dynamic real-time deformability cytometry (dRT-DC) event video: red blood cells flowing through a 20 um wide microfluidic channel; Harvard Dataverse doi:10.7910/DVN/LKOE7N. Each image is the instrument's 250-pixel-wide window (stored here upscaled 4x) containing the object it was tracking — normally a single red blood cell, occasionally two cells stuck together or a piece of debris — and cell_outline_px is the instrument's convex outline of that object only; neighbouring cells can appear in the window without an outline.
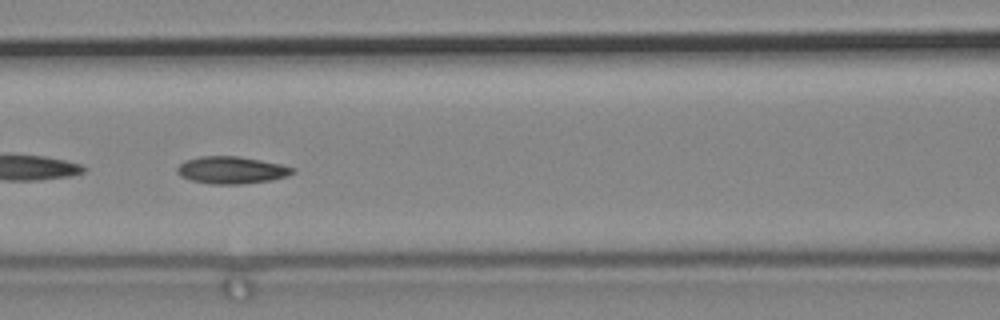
{"species": "common noctule bat (a hibernating species)", "species_latin": "Nyctalus noctula", "temperature_condition": "cold", "stored_images_in_passage": 58, "camera_frame_rate_fps": 3000, "um_per_image_px": 0.085, "animal": {"sex": "male", "body_mass_g": 19.2, "forearm_length_mm": 51.8}, "frame": {"image": 1, "passage_image": 25, "time_ms": 8.0, "image_size_px": [1000, 320], "cell_outline_px": [[296, 172], [288, 176], [272, 180], [240, 184], [212, 184], [192, 180], [180, 176], [176, 172], [176, 168], [180, 164], [188, 160], [200, 156], [240, 156], [280, 164], [296, 168]], "centroid_in_image_um": [19.71, 14.46], "position_along_channel_um": 146.9, "area_um2": 18.32}}